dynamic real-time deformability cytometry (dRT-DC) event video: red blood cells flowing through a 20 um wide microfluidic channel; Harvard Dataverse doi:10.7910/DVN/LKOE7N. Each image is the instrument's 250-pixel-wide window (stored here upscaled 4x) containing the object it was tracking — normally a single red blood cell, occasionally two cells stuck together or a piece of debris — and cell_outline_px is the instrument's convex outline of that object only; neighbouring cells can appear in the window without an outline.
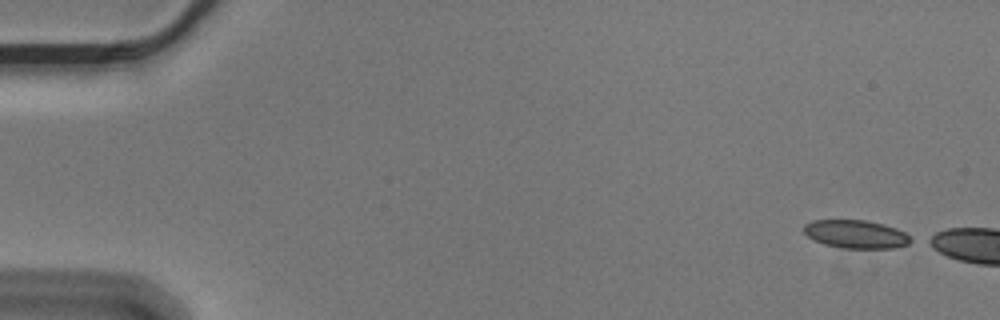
{"species": "Egyptian fruit bat (a non-hibernating species)", "species_latin": "Rousettus aegyptiacus", "temperature_condition": "cold", "stored_images_in_passage": 9, "camera_frame_rate_fps": 3000, "um_per_image_px": 0.085, "animal": {"sex": "male"}, "frame": {"image": 1, "passage_image": 1, "time_ms": 0.0, "image_size_px": [1000, 320], "cell_outline_px": [[916, 240], [908, 244], [892, 248], [844, 248], [824, 244], [812, 240], [804, 232], [804, 224], [812, 220], [864, 220], [884, 224], [896, 228], [904, 232]], "centroid_in_image_um": [72.77, 19.9], "position_along_channel_um": 12.2, "area_um2": 17.69}}